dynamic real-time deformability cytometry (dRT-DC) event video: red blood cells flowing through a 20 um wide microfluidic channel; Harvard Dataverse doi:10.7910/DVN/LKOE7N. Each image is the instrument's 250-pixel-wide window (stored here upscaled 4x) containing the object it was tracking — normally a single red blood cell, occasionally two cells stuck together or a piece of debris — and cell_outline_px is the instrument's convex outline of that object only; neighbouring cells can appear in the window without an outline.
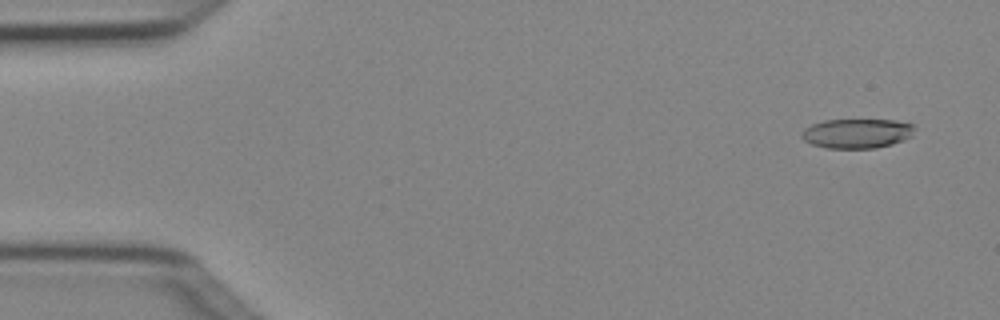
{"species": "Egyptian fruit bat (a non-hibernating species)", "species_latin": "Rousettus aegyptiacus", "temperature_condition": "cold", "stored_images_in_passage": 4, "camera_frame_rate_fps": 3000, "um_per_image_px": 0.085, "animal": {"sex": "female"}, "frame": {"image": 1, "passage_image": 1, "time_ms": 0.0, "image_size_px": [1000, 320], "cell_outline_px": [[912, 136], [904, 140], [892, 144], [876, 148], [828, 148], [812, 144], [804, 140], [800, 136], [800, 132], [804, 128], [812, 124], [824, 120], [896, 120], [912, 124]], "centroid_in_image_um": [72.8, 11.34], "position_along_channel_um": 12.2, "area_um2": 19.42}}
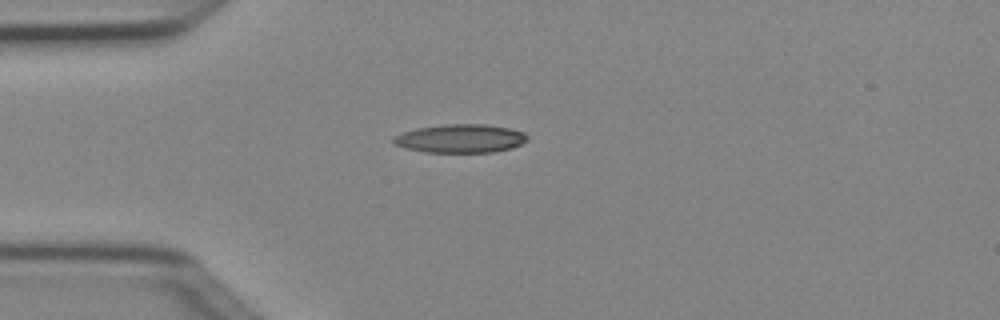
{"frame": {"image": 2, "passage_image": 4, "time_ms": 1.0, "image_size_px": [1000, 320], "cell_outline_px": [[528, 140], [512, 148], [492, 152], [424, 152], [404, 148], [396, 144], [392, 140], [396, 136], [404, 132], [416, 128], [444, 124], [484, 124], [508, 128], [524, 132], [528, 136]], "centroid_in_image_um": [39.15, 11.77], "position_along_channel_um": 45.8, "area_um2": 22.14}}